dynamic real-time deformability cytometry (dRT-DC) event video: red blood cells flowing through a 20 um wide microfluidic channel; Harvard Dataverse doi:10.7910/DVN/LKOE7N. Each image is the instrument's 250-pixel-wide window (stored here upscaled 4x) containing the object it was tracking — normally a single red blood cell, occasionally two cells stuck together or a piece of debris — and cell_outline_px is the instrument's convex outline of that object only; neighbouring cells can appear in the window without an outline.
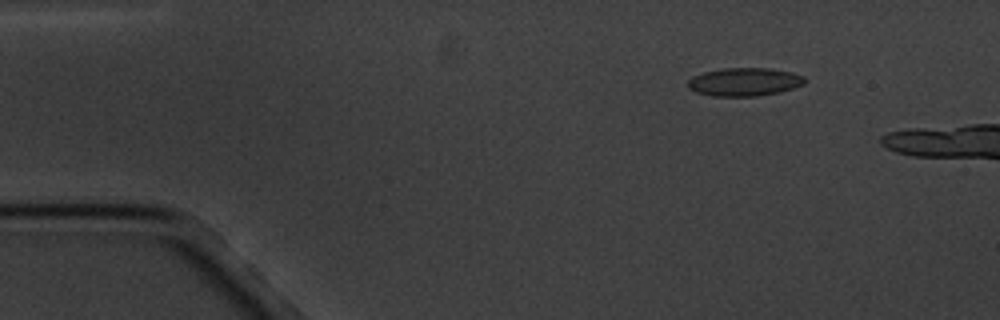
{"species": "common noctule bat (a hibernating species)", "species_latin": "Nyctalus noctula", "temperature_condition": "cold", "stored_images_in_passage": 4, "camera_frame_rate_fps": 3000, "um_per_image_px": 0.085, "animal": {"sex": "male", "body_mass_g": 20.1, "forearm_length_mm": 53.5}, "frame": {"image": 1, "passage_image": 2, "time_ms": 1.0, "image_size_px": [1000, 320], "cell_outline_px": [[804, 84], [780, 92], [756, 96], [712, 96], [696, 92], [688, 88], [688, 80], [692, 76], [704, 72], [720, 68], [772, 68], [792, 72], [804, 76]], "centroid_in_image_um": [63.26, 6.95], "position_along_channel_um": 21.7, "area_um2": 19.31}}